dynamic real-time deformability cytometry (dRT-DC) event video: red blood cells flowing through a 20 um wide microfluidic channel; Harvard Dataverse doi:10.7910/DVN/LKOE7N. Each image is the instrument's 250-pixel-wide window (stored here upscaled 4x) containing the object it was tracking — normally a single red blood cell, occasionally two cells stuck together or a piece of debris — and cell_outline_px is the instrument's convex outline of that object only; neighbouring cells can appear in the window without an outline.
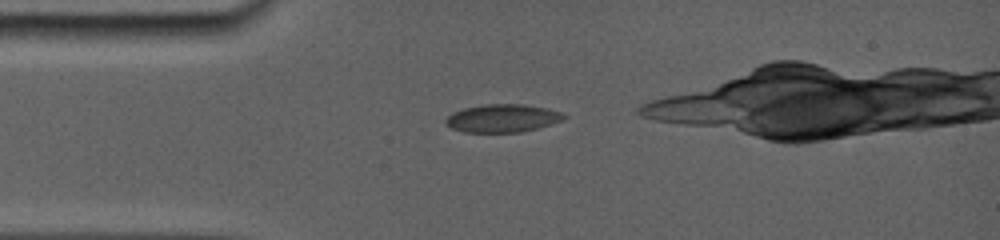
{"species": "common noctule bat (a hibernating species)", "species_latin": "Nyctalus noctula", "temperature_condition": "room temperature", "stored_images_in_passage": 8, "segment_of_instrument_passage": [1, 2], "camera_frame_rate_fps": 5000, "um_per_image_px": 0.085, "animal": {"sex": "female", "body_mass_g": 19.0, "forearm_length_mm": 56.7}, "frame": {"image": 1, "passage_image": 1, "time_ms": 0.0, "image_size_px": [1000, 240], "cell_outline_px": [[568, 116], [560, 120], [536, 128], [516, 132], [468, 132], [452, 128], [444, 120], [452, 112], [464, 108], [488, 104], [524, 104], [544, 108], [560, 112]], "centroid_in_image_um": [42.67, 10.04], "position_along_channel_um": 42.3, "area_um2": 18.79}}
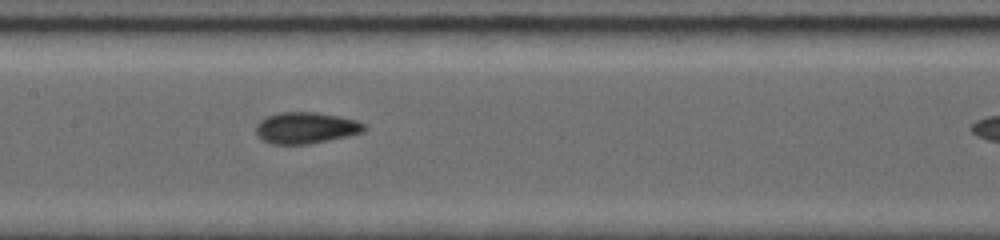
{"frame": {"image": 2, "passage_image": 5, "time_ms": 4.0, "image_size_px": [1000, 240], "cell_outline_px": [[364, 128], [360, 132], [344, 136], [304, 144], [276, 144], [264, 140], [256, 132], [256, 128], [260, 120], [268, 116], [280, 112], [316, 112], [356, 120], [364, 124]], "centroid_in_image_um": [25.95, 10.85], "position_along_channel_um": 181.4, "area_um2": 19.02}}
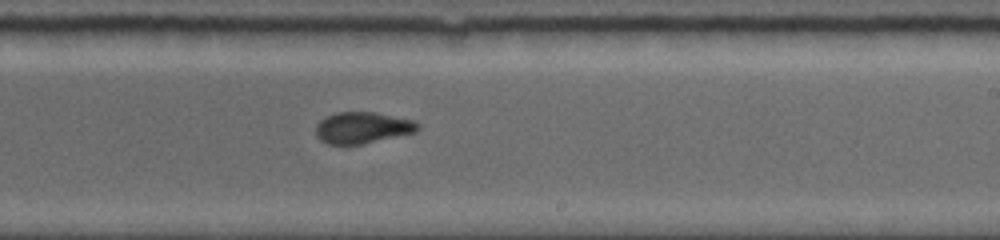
{"frame": {"image": 3, "passage_image": 7, "time_ms": 6.0, "image_size_px": [1000, 240], "cell_outline_px": [[420, 128], [416, 132], [360, 144], [328, 144], [320, 140], [316, 136], [316, 124], [320, 120], [336, 112], [372, 112], [412, 120], [420, 124]], "centroid_in_image_um": [30.79, 10.85], "position_along_channel_um": 258.2, "area_um2": 18.44}}